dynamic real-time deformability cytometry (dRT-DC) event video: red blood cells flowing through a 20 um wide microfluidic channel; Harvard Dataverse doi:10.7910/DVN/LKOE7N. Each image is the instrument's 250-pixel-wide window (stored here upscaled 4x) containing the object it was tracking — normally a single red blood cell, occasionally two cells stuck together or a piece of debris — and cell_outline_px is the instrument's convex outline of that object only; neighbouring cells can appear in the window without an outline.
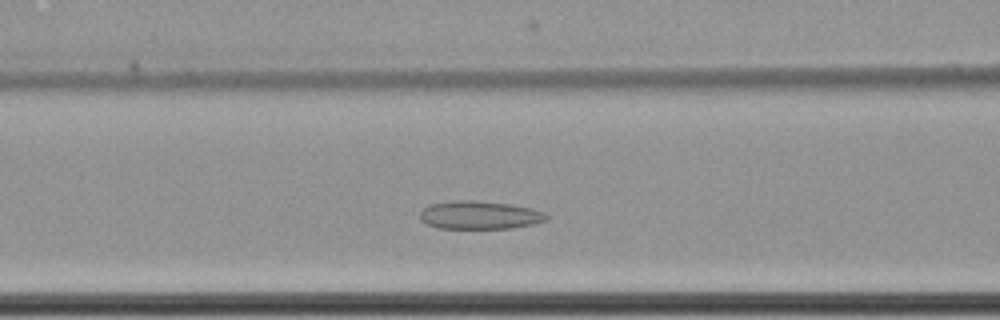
{"species": "common noctule bat (a hibernating species)", "species_latin": "Nyctalus noctula", "temperature_condition": "cold", "stored_images_in_passage": 45, "camera_frame_rate_fps": 3000, "um_per_image_px": 0.085, "animal": {"sex": "female", "body_mass_g": 22.7, "forearm_length_mm": 54.2}, "frame": {"image": 1, "passage_image": 15, "time_ms": 4.667, "image_size_px": [1000, 320], "cell_outline_px": [[548, 220], [532, 224], [512, 228], [440, 228], [428, 224], [420, 220], [420, 212], [428, 204], [452, 200], [472, 200], [508, 204], [532, 208], [544, 212], [548, 216]], "centroid_in_image_um": [40.75, 18.27], "position_along_channel_um": 125.8, "area_um2": 20.75}}
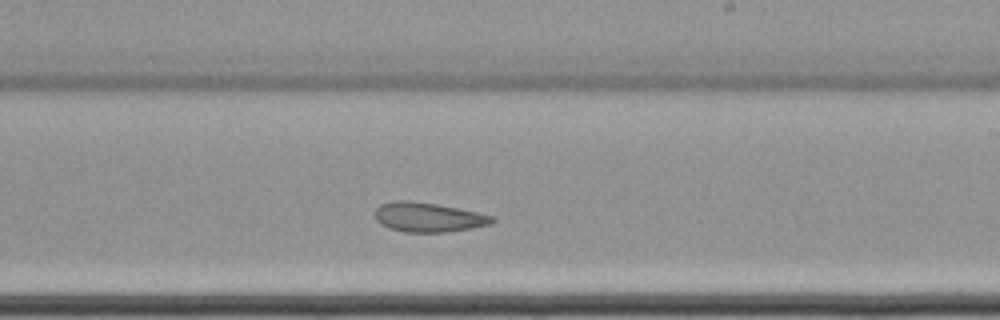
{"frame": {"image": 2, "passage_image": 26, "time_ms": 8.333, "image_size_px": [1000, 320], "cell_outline_px": [[496, 220], [492, 224], [444, 232], [404, 232], [388, 228], [380, 224], [376, 220], [376, 208], [380, 204], [392, 200], [408, 200], [436, 204], [476, 212], [492, 216]], "centroid_in_image_um": [36.35, 18.46], "position_along_channel_um": 252.6, "area_um2": 20.0}}
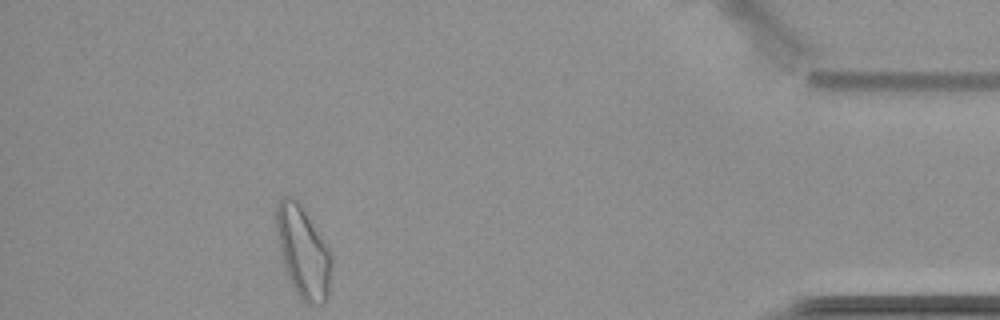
{"frame": {"image": 3, "passage_image": 44, "time_ms": 14.333, "image_size_px": [1000, 320], "cell_outline_px": [[332, 268], [328, 300], [324, 304], [308, 304], [300, 300], [296, 296], [288, 276], [284, 264], [280, 248], [276, 228], [276, 204], [284, 196], [292, 196], [300, 204], [332, 252]], "centroid_in_image_um": [25.8, 21.47], "position_along_channel_um": 409.4, "area_um2": 29.59}, "authors_computed_cell_mechanics": {"area_um2": 21.675, "velocity_mm_per_s": 3.4612, "shape_relaxation_time_tau1_ms": null, "shape_relaxation_time_tau2_ms": 4.2948, "deformation_change_tau1": null, "deformation_change_tau2": 0.1035}}